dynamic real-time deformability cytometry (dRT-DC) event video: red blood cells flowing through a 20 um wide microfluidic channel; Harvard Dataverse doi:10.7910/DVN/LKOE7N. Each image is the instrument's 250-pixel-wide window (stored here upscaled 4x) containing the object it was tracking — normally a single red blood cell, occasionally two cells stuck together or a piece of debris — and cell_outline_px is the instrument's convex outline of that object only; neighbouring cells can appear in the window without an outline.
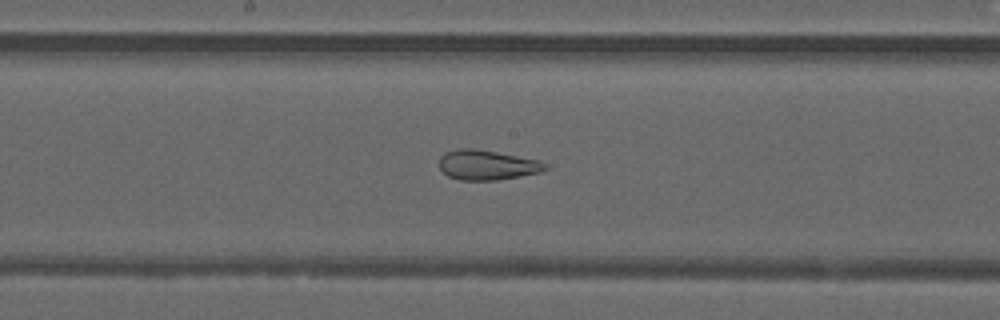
{"species": "common noctule bat (a hibernating species)", "species_latin": "Nyctalus noctula", "temperature_condition": "warm", "stored_images_in_passage": 49, "camera_frame_rate_fps": 3000, "um_per_image_px": 0.085, "animal": {"sex": "male", "forearm_length_mm": 52.5}, "frame": {"image": 1, "passage_image": 26, "time_ms": 8.333, "image_size_px": [1000, 320], "cell_outline_px": [[548, 168], [540, 172], [520, 176], [496, 180], [460, 180], [448, 176], [440, 168], [440, 156], [444, 152], [460, 148], [472, 148], [496, 152], [540, 160]], "centroid_in_image_um": [41.38, 14.02], "position_along_channel_um": 206.8, "area_um2": 18.32}}
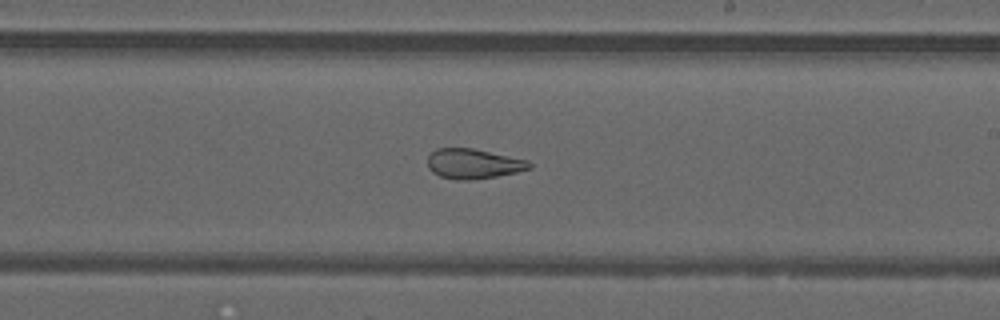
{"frame": {"image": 2, "passage_image": 29, "time_ms": 9.333, "image_size_px": [1000, 320], "cell_outline_px": [[532, 168], [516, 172], [496, 176], [472, 180], [456, 180], [440, 176], [432, 172], [428, 168], [428, 156], [436, 148], [472, 148], [528, 160], [532, 164]], "centroid_in_image_um": [40.23, 13.92], "position_along_channel_um": 248.8, "area_um2": 17.74}}
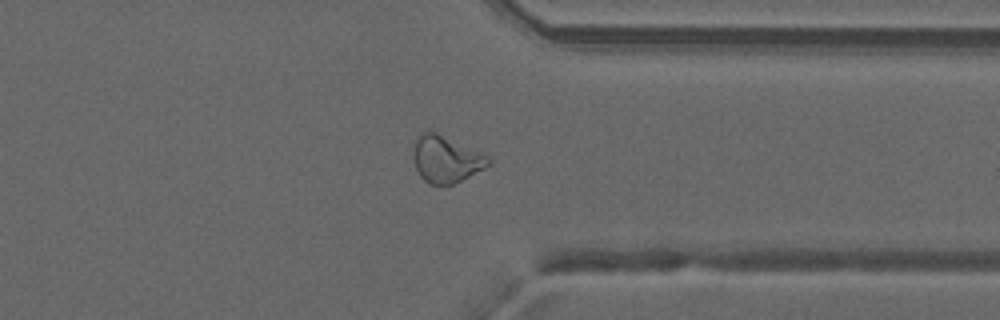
{"frame": {"image": 3, "passage_image": 38, "time_ms": 12.333, "image_size_px": [1000, 320], "cell_outline_px": [[492, 164], [452, 184], [432, 184], [424, 180], [420, 176], [416, 168], [416, 140], [420, 132], [428, 128], [488, 156], [492, 160]], "centroid_in_image_um": [37.93, 13.5], "position_along_channel_um": 373.5, "area_um2": 19.94}, "authors_computed_cell_mechanics": {"area_um2": 23.2934, "velocity_mm_per_s": 4.2395, "shape_relaxation_time_tau1_ms": null, "shape_relaxation_time_tau2_ms": 1.7333, "deformation_change_tau1": null, "deformation_change_tau2": 0.1005}}